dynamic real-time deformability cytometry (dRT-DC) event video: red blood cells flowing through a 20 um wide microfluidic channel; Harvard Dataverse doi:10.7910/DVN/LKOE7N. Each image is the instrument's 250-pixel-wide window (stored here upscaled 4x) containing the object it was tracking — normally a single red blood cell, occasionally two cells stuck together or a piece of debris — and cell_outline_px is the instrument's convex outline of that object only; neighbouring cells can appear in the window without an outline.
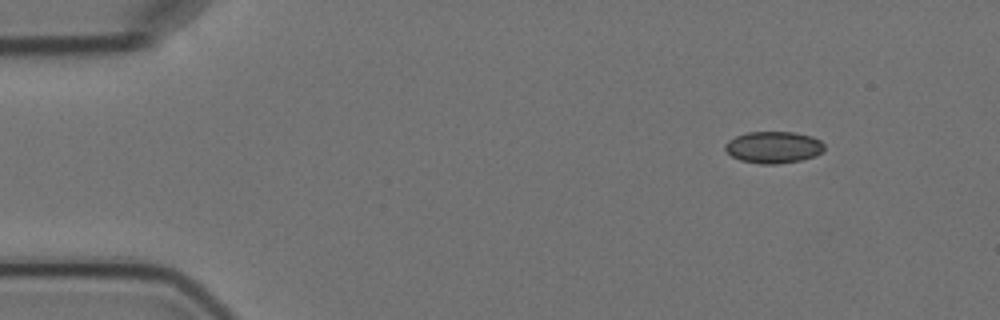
{"species": "Egyptian fruit bat (a non-hibernating species)", "species_latin": "Rousettus aegyptiacus", "temperature_condition": "cold", "stored_images_in_passage": 5, "camera_frame_rate_fps": 3000, "um_per_image_px": 0.085, "animal": {"sex": "female"}, "frame": {"image": 1, "passage_image": 1, "time_ms": 0.0, "image_size_px": [1000, 320], "cell_outline_px": [[824, 152], [816, 156], [800, 160], [776, 164], [760, 164], [740, 160], [732, 156], [724, 148], [724, 144], [728, 140], [736, 136], [748, 132], [796, 132], [812, 136], [820, 140], [824, 144]], "centroid_in_image_um": [65.77, 12.51], "position_along_channel_um": 19.2, "area_um2": 18.5}}
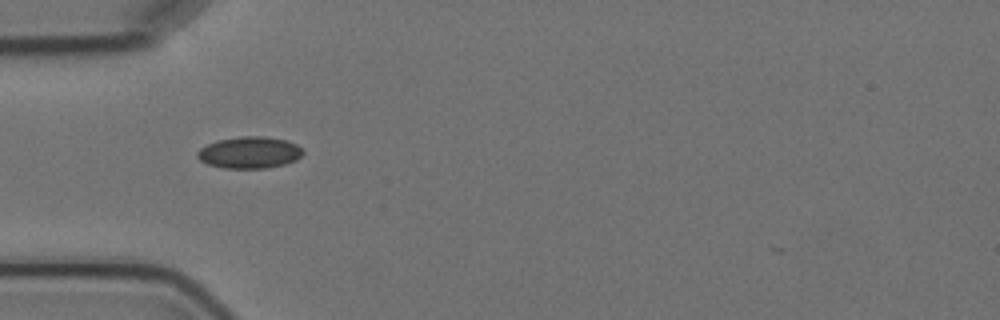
{"frame": {"image": 2, "passage_image": 4, "time_ms": 3.667, "image_size_px": [1000, 320], "cell_outline_px": [[304, 152], [296, 160], [284, 164], [268, 168], [224, 168], [208, 164], [200, 160], [196, 156], [196, 152], [200, 148], [216, 140], [240, 136], [264, 136], [288, 140], [296, 144]], "centroid_in_image_um": [21.19, 12.95], "position_along_channel_um": 63.8, "area_um2": 19.59}}
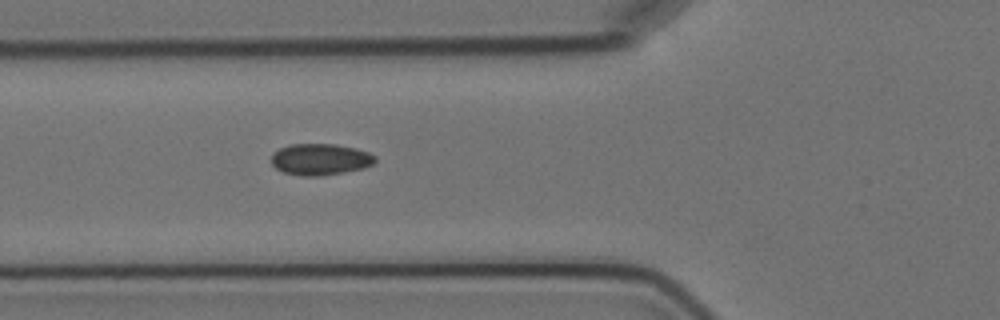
{"frame": {"image": 3, "passage_image": 5, "time_ms": 4.667, "image_size_px": [1000, 320], "cell_outline_px": [[376, 160], [372, 164], [364, 168], [344, 172], [320, 176], [300, 176], [284, 172], [276, 168], [272, 164], [272, 156], [280, 148], [292, 144], [332, 144], [352, 148], [368, 152], [376, 156]], "centroid_in_image_um": [27.23, 13.56], "position_along_channel_um": 98.6, "area_um2": 18.79}}